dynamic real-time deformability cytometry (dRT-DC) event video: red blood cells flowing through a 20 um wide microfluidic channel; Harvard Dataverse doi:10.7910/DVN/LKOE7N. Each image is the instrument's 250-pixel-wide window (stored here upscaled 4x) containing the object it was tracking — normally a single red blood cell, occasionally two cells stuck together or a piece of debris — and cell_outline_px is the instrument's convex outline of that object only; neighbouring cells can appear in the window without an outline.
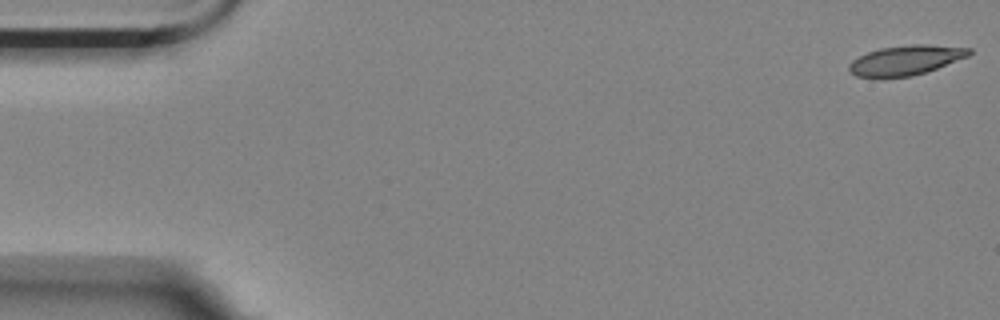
{"species": "Egyptian fruit bat (a non-hibernating species)", "species_latin": "Rousettus aegyptiacus", "temperature_condition": "room temperature", "stored_images_in_passage": 50, "camera_frame_rate_fps": 3000, "um_per_image_px": 0.085, "animal": {"sex": "female"}, "frame": {"image": 1, "passage_image": 1, "time_ms": 0.0, "image_size_px": [1000, 320], "cell_outline_px": [[972, 52], [968, 56], [936, 68], [912, 76], [856, 76], [848, 72], [848, 64], [852, 60], [868, 52], [880, 48], [912, 44], [928, 44], [972, 48]], "centroid_in_image_um": [76.99, 5.09], "position_along_channel_um": 8.0, "area_um2": 20.46}}
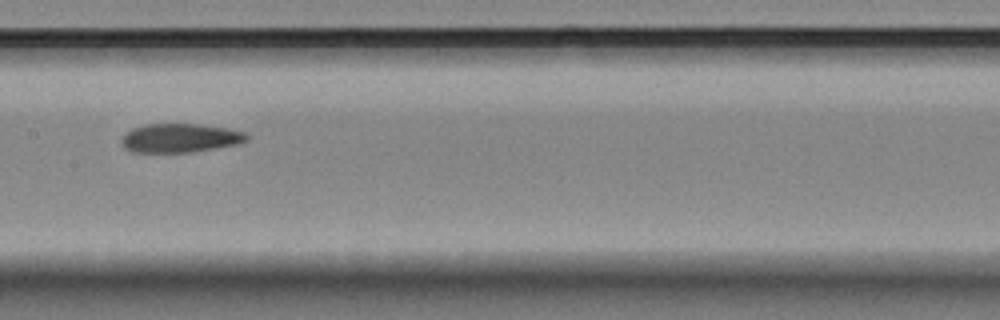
{"frame": {"image": 2, "passage_image": 28, "time_ms": 9.0, "image_size_px": [1000, 320], "cell_outline_px": [[248, 140], [236, 144], [216, 148], [192, 152], [132, 152], [124, 148], [120, 140], [132, 128], [144, 124], [196, 124], [228, 128], [244, 132], [248, 136]], "centroid_in_image_um": [15.29, 11.73], "position_along_channel_um": 192.1, "area_um2": 20.98}}
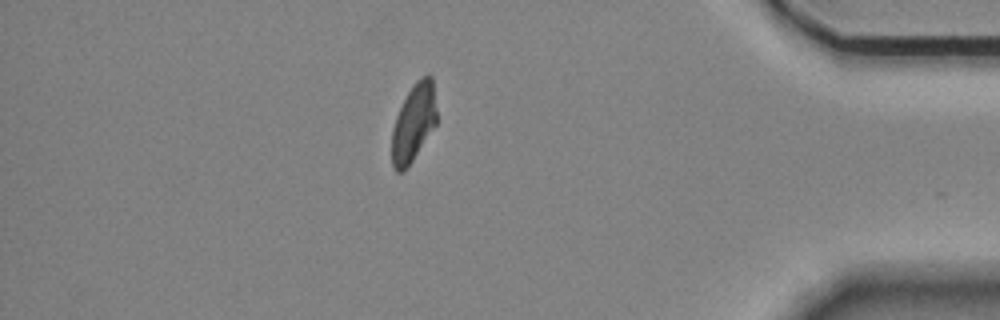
{"frame": {"image": 3, "passage_image": 49, "time_ms": 16.0, "image_size_px": [1000, 320], "cell_outline_px": [[436, 124], [404, 172], [396, 172], [392, 164], [392, 128], [396, 116], [408, 92], [416, 80], [428, 72], [432, 76], [436, 112]], "centroid_in_image_um": [35.15, 10.42], "position_along_channel_um": 400.1, "area_um2": 20.06}, "authors_computed_cell_mechanics": {"area_um2": 21.5305, "velocity_mm_per_s": 3.5069, "shape_relaxation_time_tau1_ms": null, "shape_relaxation_time_tau2_ms": 3.4562, "deformation_change_tau1": null, "deformation_change_tau2": 0.0954}}